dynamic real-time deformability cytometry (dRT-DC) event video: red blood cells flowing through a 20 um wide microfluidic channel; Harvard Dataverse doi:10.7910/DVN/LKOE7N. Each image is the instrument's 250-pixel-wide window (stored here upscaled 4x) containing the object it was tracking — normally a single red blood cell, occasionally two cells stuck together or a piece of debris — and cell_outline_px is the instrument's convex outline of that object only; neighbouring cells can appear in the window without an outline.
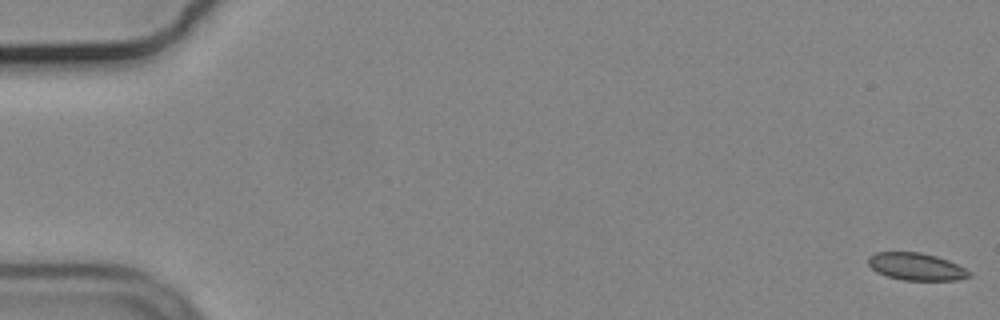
{"species": "common noctule bat (a hibernating species)", "species_latin": "Nyctalus noctula", "temperature_condition": "cold", "stored_images_in_passage": 56, "camera_frame_rate_fps": 3000, "um_per_image_px": 0.085, "animal": {"sex": "male", "body_mass_g": 19.2, "forearm_length_mm": 51.8}, "frame": {"image": 1, "passage_image": 1, "time_ms": 0.0, "image_size_px": [1000, 320], "cell_outline_px": [[972, 276], [956, 280], [904, 280], [888, 276], [876, 272], [868, 264], [868, 256], [876, 252], [920, 252], [936, 256], [948, 260], [972, 272]], "centroid_in_image_um": [77.88, 22.66], "position_along_channel_um": 7.1, "area_um2": 16.07}}
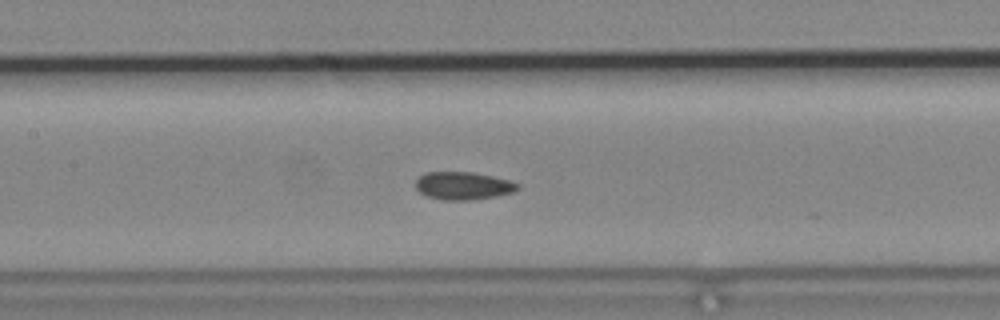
{"frame": {"image": 2, "passage_image": 27, "time_ms": 8.667, "image_size_px": [1000, 320], "cell_outline_px": [[520, 188], [516, 192], [496, 196], [468, 200], [444, 200], [428, 196], [420, 192], [416, 188], [416, 180], [424, 172], [472, 172], [492, 176], [508, 180], [520, 184]], "centroid_in_image_um": [39.4, 15.79], "position_along_channel_um": 168.0, "area_um2": 16.53}}
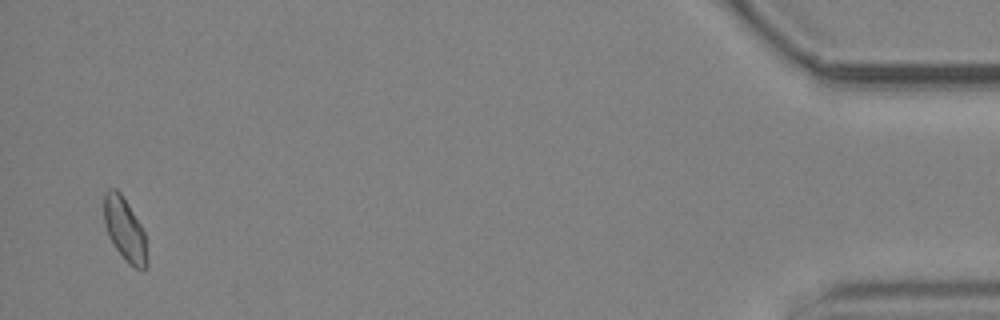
{"frame": {"image": 3, "passage_image": 55, "time_ms": 18.0, "image_size_px": [1000, 320], "cell_outline_px": [[148, 264], [144, 268], [132, 268], [128, 264], [116, 248], [108, 236], [104, 224], [104, 192], [108, 188], [116, 188], [120, 192], [128, 204], [140, 224], [144, 232]], "centroid_in_image_um": [10.59, 19.49], "position_along_channel_um": 424.6, "area_um2": 15.84}, "authors_computed_cell_mechanics": {"area_um2": 16.3574, "velocity_mm_per_s": 3.6763, "shape_relaxation_time_tau1_ms": null, "shape_relaxation_time_tau2_ms": 1.0885, "deformation_change_tau1": null, "deformation_change_tau2": 0.0481}}